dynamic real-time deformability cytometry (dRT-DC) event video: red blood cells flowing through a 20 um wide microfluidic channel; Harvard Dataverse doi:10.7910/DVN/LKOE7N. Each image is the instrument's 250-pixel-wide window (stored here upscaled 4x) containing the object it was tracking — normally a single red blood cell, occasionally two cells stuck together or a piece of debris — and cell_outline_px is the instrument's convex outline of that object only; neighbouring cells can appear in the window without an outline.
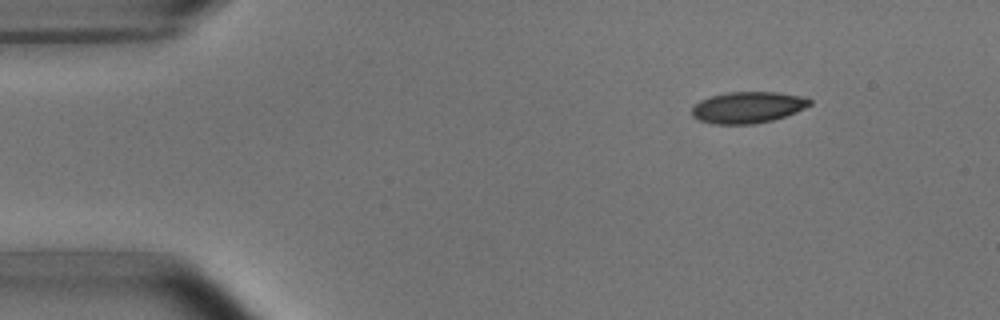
{"species": "common noctule bat (a hibernating species)", "species_latin": "Nyctalus noctula", "temperature_condition": "room temperature", "stored_images_in_passage": 6, "camera_frame_rate_fps": 3000, "um_per_image_px": 0.085, "animal": {"sex": "male", "body_mass_g": 15.6}, "frame": {"image": 1, "passage_image": 2, "time_ms": 1.333, "image_size_px": [1000, 320], "cell_outline_px": [[812, 104], [796, 112], [772, 120], [752, 124], [712, 124], [700, 120], [692, 116], [692, 108], [700, 100], [712, 96], [728, 92], [776, 92], [800, 96], [812, 100]], "centroid_in_image_um": [63.56, 9.13], "position_along_channel_um": 21.4, "area_um2": 21.39}}
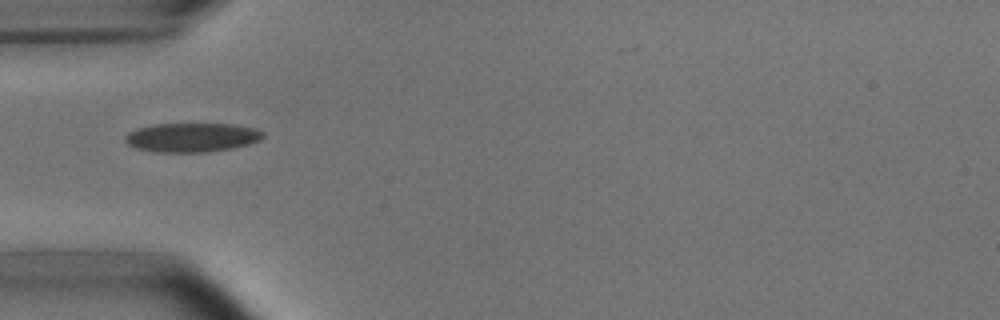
{"frame": {"image": 2, "passage_image": 5, "time_ms": 4.667, "image_size_px": [1000, 320], "cell_outline_px": [[264, 136], [260, 140], [248, 144], [232, 148], [208, 152], [152, 152], [136, 148], [128, 144], [124, 140], [124, 136], [128, 132], [136, 128], [156, 124], [232, 124], [252, 128], [264, 132]], "centroid_in_image_um": [16.27, 11.68], "position_along_channel_um": 68.7, "area_um2": 23.41}}